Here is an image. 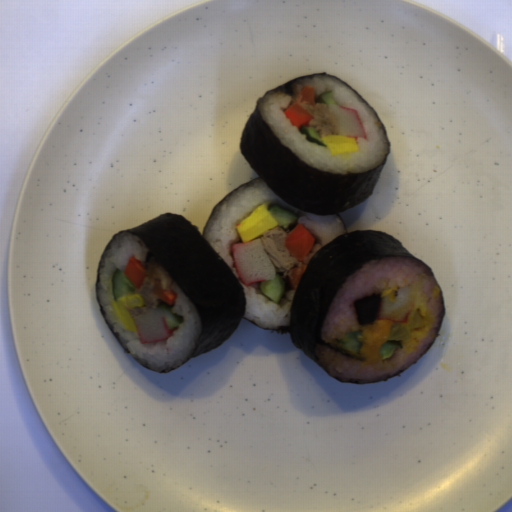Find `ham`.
<instances>
[{"mask_svg":"<svg viewBox=\"0 0 512 512\" xmlns=\"http://www.w3.org/2000/svg\"><path fill=\"white\" fill-rule=\"evenodd\" d=\"M147 277L142 282L139 288L135 289V292L139 294L144 302L143 307L129 308L125 306L131 318H135L159 305L158 296L152 293V288L156 281H159L161 288L170 289L172 281L166 271L162 268L159 263L148 262V268L146 270Z\"/></svg>","mask_w":512,"mask_h":512,"instance_id":"ham-2","label":"ham"},{"mask_svg":"<svg viewBox=\"0 0 512 512\" xmlns=\"http://www.w3.org/2000/svg\"><path fill=\"white\" fill-rule=\"evenodd\" d=\"M297 104L311 115L313 119L309 121V127H313L321 138L339 134L336 116L327 104L318 103L315 106L299 102Z\"/></svg>","mask_w":512,"mask_h":512,"instance_id":"ham-3","label":"ham"},{"mask_svg":"<svg viewBox=\"0 0 512 512\" xmlns=\"http://www.w3.org/2000/svg\"><path fill=\"white\" fill-rule=\"evenodd\" d=\"M287 233L276 224L259 236L261 244L275 270L284 280L288 273L299 265V259L285 245Z\"/></svg>","mask_w":512,"mask_h":512,"instance_id":"ham-1","label":"ham"}]
</instances>
